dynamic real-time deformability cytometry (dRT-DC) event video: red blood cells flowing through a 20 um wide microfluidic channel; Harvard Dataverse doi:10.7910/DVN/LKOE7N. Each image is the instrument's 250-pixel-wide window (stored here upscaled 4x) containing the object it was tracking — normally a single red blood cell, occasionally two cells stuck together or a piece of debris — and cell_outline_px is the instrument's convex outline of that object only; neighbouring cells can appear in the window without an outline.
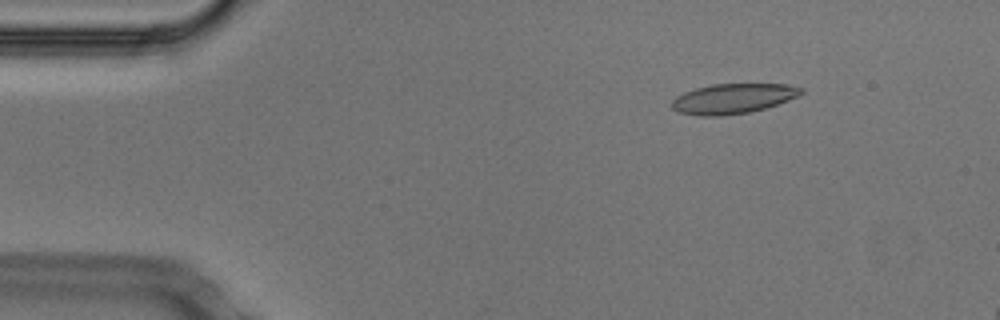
{"species": "Egyptian fruit bat (a non-hibernating species)", "species_latin": "Rousettus aegyptiacus", "temperature_condition": "cold", "stored_images_in_passage": 15, "camera_frame_rate_fps": 3000, "um_per_image_px": 0.085, "animal": {"sex": "male"}, "frame": {"image": 1, "passage_image": 7, "time_ms": 2.0, "image_size_px": [1000, 320], "cell_outline_px": [[804, 92], [788, 100], [764, 108], [748, 112], [720, 116], [700, 116], [676, 112], [672, 108], [672, 100], [676, 96], [684, 92], [696, 88], [712, 84], [788, 84], [804, 88]], "centroid_in_image_um": [62.27, 8.38], "position_along_channel_um": 22.7, "area_um2": 22.54}}